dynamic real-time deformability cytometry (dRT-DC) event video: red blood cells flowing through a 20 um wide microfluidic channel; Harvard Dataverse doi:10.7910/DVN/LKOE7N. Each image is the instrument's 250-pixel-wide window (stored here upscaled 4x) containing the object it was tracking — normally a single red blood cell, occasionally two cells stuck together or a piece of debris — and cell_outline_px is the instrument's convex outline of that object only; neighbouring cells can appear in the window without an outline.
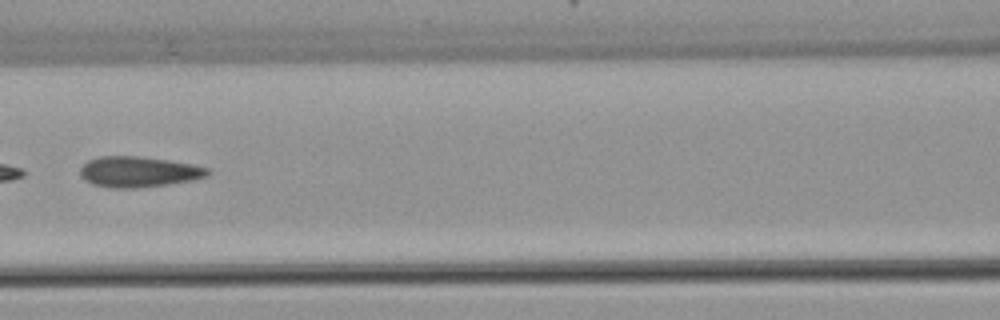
{"species": "common noctule bat (a hibernating species)", "species_latin": "Nyctalus noctula", "temperature_condition": "warm", "stored_images_in_passage": 7, "camera_frame_rate_fps": 3000, "um_per_image_px": 0.085, "animal": {"sex": "female", "body_mass_g": 22.7, "forearm_length_mm": 54.2}, "frame": {"image": 1, "passage_image": 7, "time_ms": 7.333, "image_size_px": [1000, 320], "cell_outline_px": [[212, 172], [208, 176], [192, 180], [168, 184], [136, 188], [108, 188], [92, 184], [84, 180], [80, 176], [80, 168], [88, 160], [100, 156], [136, 156], [168, 160], [192, 164], [208, 168]], "centroid_in_image_um": [11.77, 14.61], "position_along_channel_um": 154.8, "area_um2": 22.89}}